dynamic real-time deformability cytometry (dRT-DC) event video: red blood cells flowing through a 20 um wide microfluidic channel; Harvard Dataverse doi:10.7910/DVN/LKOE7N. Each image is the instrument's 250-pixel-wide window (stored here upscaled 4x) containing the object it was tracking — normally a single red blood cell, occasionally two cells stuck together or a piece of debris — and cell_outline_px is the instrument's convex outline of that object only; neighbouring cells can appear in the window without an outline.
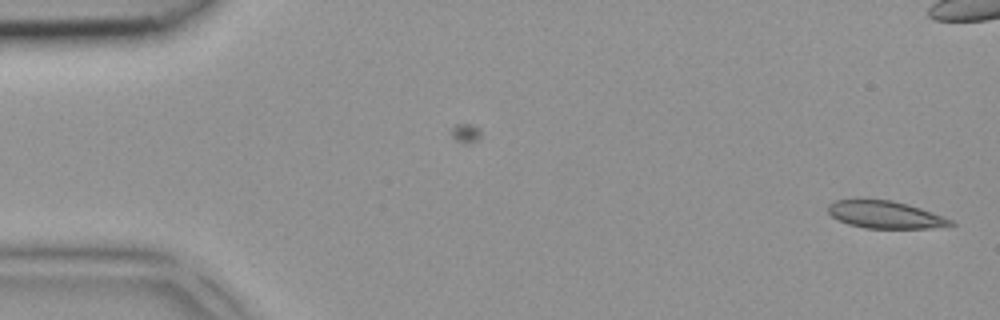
{"species": "common noctule bat (a hibernating species)", "species_latin": "Nyctalus noctula", "temperature_condition": "room temperature", "stored_images_in_passage": 2, "camera_frame_rate_fps": 3000, "um_per_image_px": 0.085, "animal": {"sex": "female", "body_mass_g": 18.4}, "frame": {"image": 1, "passage_image": 2, "time_ms": 0.333, "image_size_px": [1000, 320], "cell_outline_px": [[956, 224], [928, 228], [864, 228], [848, 224], [832, 216], [828, 212], [828, 204], [836, 200], [892, 200], [908, 204], [944, 216], [952, 220]], "centroid_in_image_um": [75.25, 18.25], "position_along_channel_um": 9.8, "area_um2": 19.31}}